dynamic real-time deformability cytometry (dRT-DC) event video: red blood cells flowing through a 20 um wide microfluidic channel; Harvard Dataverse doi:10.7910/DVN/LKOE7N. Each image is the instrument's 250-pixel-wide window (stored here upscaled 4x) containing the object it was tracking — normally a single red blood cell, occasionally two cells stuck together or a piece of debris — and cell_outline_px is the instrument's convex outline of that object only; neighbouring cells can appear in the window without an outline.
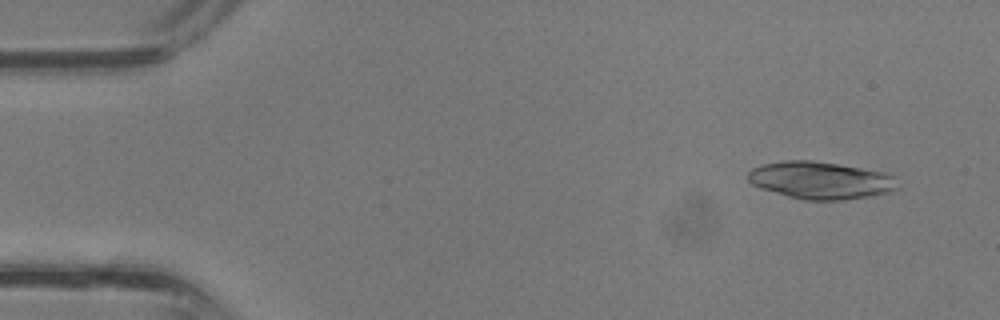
{"species": "common noctule bat (a hibernating species)", "species_latin": "Nyctalus noctula", "temperature_condition": "room temperature", "stored_images_in_passage": 13, "camera_frame_rate_fps": 3000, "um_per_image_px": 0.085, "animal": {"sex": "male", "body_mass_g": 13.3}, "frame": {"image": 1, "passage_image": 3, "time_ms": 0.667, "image_size_px": [1000, 320], "cell_outline_px": [[900, 188], [892, 192], [844, 200], [804, 200], [788, 196], [760, 188], [752, 184], [748, 180], [748, 172], [752, 168], [760, 164], [784, 160], [812, 160], [888, 172], [892, 176]], "centroid_in_image_um": [69.76, 15.32], "position_along_channel_um": 15.2, "area_um2": 32.83}}